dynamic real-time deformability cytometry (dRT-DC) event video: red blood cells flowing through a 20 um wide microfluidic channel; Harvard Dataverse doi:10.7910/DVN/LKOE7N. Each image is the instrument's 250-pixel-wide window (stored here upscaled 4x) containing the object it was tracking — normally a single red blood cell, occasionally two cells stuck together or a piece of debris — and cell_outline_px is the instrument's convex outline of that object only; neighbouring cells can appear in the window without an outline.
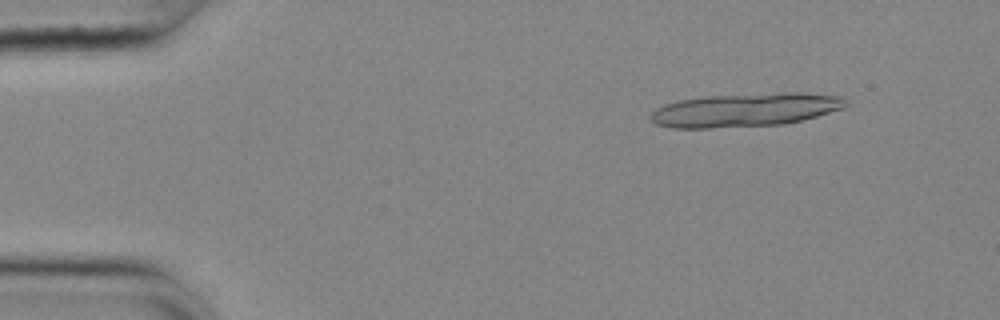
{"species": "common noctule bat (a hibernating species)", "species_latin": "Nyctalus noctula", "temperature_condition": "cold", "stored_images_in_passage": 18, "camera_frame_rate_fps": 3000, "um_per_image_px": 0.085, "animal": {"sex": "female", "body_mass_g": 25.1}, "frame": {"image": 1, "passage_image": 6, "time_ms": 1.667, "image_size_px": [1000, 320], "cell_outline_px": [[848, 104], [844, 108], [804, 120], [784, 124], [708, 128], [672, 128], [656, 124], [648, 116], [656, 108], [664, 104], [680, 100], [704, 96], [784, 92], [796, 92], [840, 96]], "centroid_in_image_um": [63.33, 9.34], "position_along_channel_um": 21.7, "area_um2": 38.26}}